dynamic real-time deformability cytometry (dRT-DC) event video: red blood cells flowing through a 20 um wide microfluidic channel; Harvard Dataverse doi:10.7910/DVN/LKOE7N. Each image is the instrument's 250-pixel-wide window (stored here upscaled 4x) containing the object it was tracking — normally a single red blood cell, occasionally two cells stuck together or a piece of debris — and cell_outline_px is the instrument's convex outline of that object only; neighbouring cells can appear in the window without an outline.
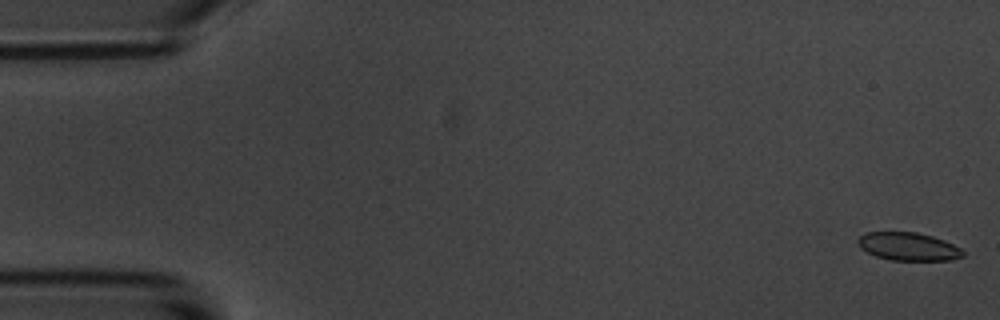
{"species": "common noctule bat (a hibernating species)", "species_latin": "Nyctalus noctula", "temperature_condition": "room temperature", "stored_images_in_passage": 10, "segment_of_instrument_passage": [1, 2], "camera_frame_rate_fps": 3000, "um_per_image_px": 0.085, "animal": {"sex": "male", "body_mass_g": 20.1, "forearm_length_mm": 53.5}, "frame": {"image": 1, "passage_image": 1, "time_ms": 0.0, "image_size_px": [1000, 320], "cell_outline_px": [[964, 256], [952, 260], [892, 260], [876, 256], [860, 248], [856, 240], [864, 232], [916, 232], [932, 236], [944, 240], [960, 248], [964, 252]], "centroid_in_image_um": [77.19, 20.95], "position_along_channel_um": 7.8, "area_um2": 17.17}}
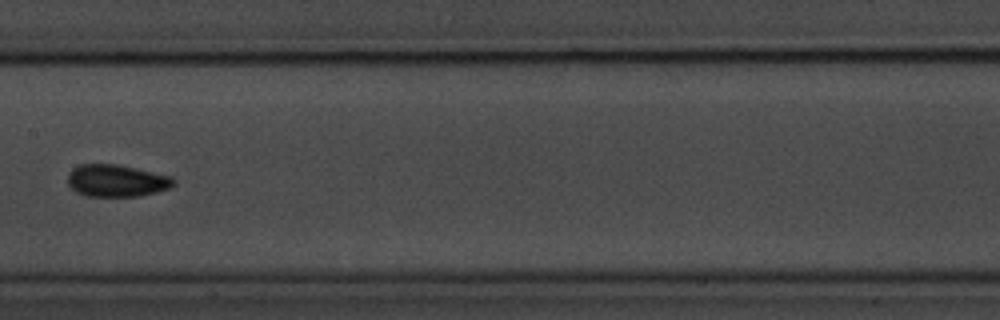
{"frame": {"image": 2, "passage_image": 9, "time_ms": 9.333, "image_size_px": [1000, 320], "cell_outline_px": [[176, 184], [168, 188], [156, 192], [140, 196], [84, 196], [76, 192], [68, 184], [68, 172], [72, 168], [80, 164], [116, 164], [136, 168], [172, 176], [176, 180]], "centroid_in_image_um": [9.9, 15.35], "position_along_channel_um": 197.5, "area_um2": 20.0}}